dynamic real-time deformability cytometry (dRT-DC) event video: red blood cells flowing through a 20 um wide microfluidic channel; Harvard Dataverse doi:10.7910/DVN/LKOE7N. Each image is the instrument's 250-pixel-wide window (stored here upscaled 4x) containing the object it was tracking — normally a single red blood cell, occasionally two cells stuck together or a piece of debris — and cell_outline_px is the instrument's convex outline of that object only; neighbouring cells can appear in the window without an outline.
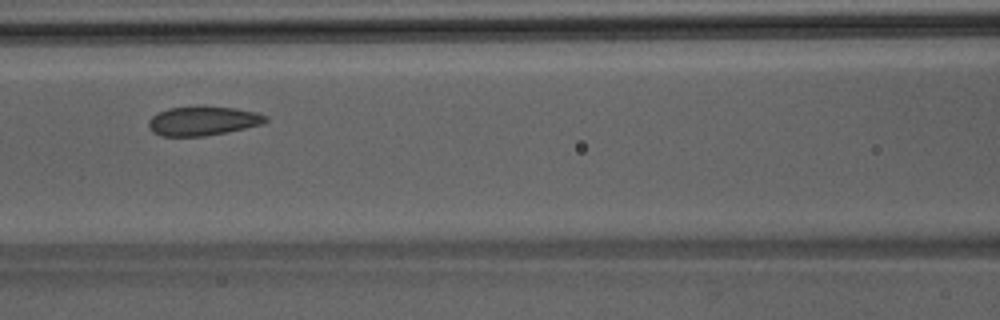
{"species": "Egyptian fruit bat (a non-hibernating species)", "species_latin": "Rousettus aegyptiacus", "temperature_condition": "room temperature", "stored_images_in_passage": 40, "camera_frame_rate_fps": 3000, "um_per_image_px": 0.085, "animal": {"sex": "male"}, "frame": {"image": 1, "passage_image": 13, "time_ms": 4.0, "image_size_px": [1000, 320], "cell_outline_px": [[268, 120], [264, 124], [204, 136], [160, 136], [152, 132], [148, 124], [148, 120], [152, 116], [168, 108], [204, 104], [236, 108], [256, 112], [268, 116]], "centroid_in_image_um": [17.25, 10.24], "position_along_channel_um": 149.3, "area_um2": 20.35}}
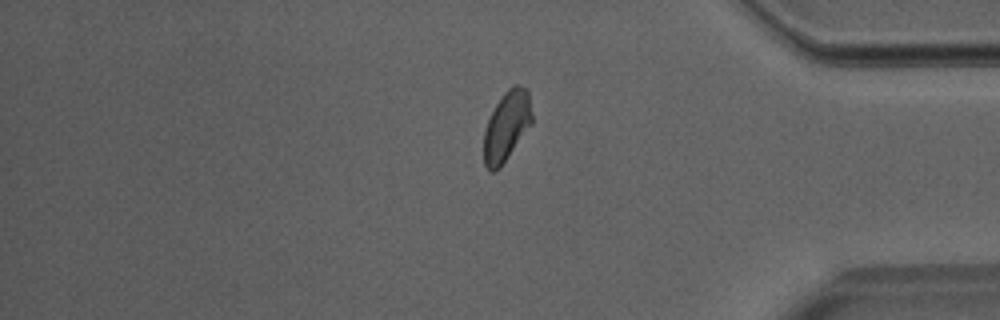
{"frame": {"image": 2, "passage_image": 32, "time_ms": 10.333, "image_size_px": [1000, 320], "cell_outline_px": [[532, 124], [500, 168], [492, 172], [484, 164], [484, 132], [488, 120], [496, 104], [504, 92], [512, 84], [516, 84], [528, 88], [532, 116]], "centroid_in_image_um": [43.08, 10.69], "position_along_channel_um": 392.1, "area_um2": 19.59}}
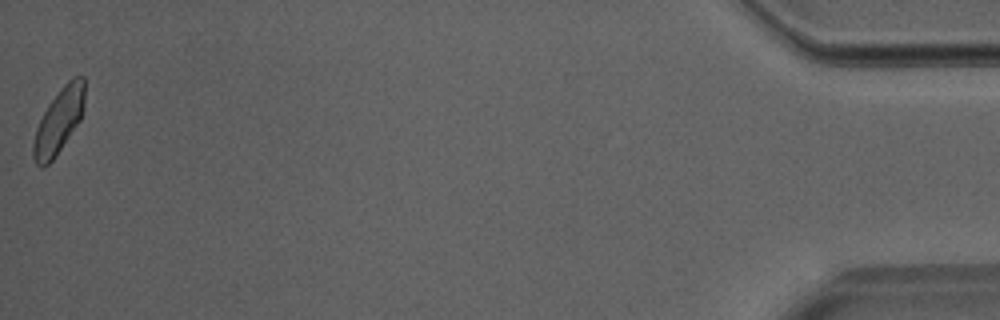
{"frame": {"image": 3, "passage_image": 40, "time_ms": 13.0, "image_size_px": [1000, 320], "cell_outline_px": [[84, 108], [80, 120], [52, 160], [44, 168], [40, 168], [36, 164], [32, 156], [32, 144], [36, 128], [48, 104], [60, 88], [72, 76], [84, 76]], "centroid_in_image_um": [4.98, 10.28], "position_along_channel_um": 430.2, "area_um2": 19.36}}